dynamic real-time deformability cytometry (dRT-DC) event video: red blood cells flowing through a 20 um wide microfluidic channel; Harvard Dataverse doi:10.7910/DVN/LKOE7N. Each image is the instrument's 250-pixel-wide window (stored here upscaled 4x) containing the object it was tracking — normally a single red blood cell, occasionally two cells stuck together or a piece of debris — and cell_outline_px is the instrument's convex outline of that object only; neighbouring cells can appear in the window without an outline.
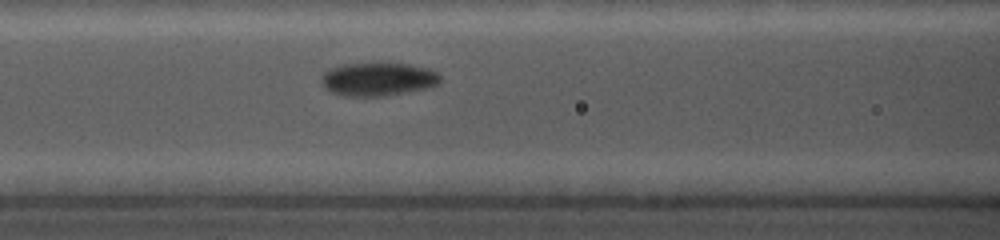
{"species": "common noctule bat (a hibernating species)", "species_latin": "Nyctalus noctula", "temperature_condition": "cold", "stored_images_in_passage": 4, "camera_frame_rate_fps": 5000, "um_per_image_px": 0.085, "animal": {"sex": "female", "body_mass_g": 19.0, "forearm_length_mm": 56.7}, "frame": {"image": 1, "passage_image": 4, "time_ms": 3.2, "image_size_px": [1000, 240], "cell_outline_px": [[440, 80], [436, 84], [424, 88], [384, 96], [344, 96], [332, 92], [324, 88], [320, 80], [320, 76], [328, 68], [344, 64], [408, 64], [428, 68], [436, 72], [440, 76]], "centroid_in_image_um": [32.05, 6.73], "position_along_channel_um": 134.5, "area_um2": 22.83}}